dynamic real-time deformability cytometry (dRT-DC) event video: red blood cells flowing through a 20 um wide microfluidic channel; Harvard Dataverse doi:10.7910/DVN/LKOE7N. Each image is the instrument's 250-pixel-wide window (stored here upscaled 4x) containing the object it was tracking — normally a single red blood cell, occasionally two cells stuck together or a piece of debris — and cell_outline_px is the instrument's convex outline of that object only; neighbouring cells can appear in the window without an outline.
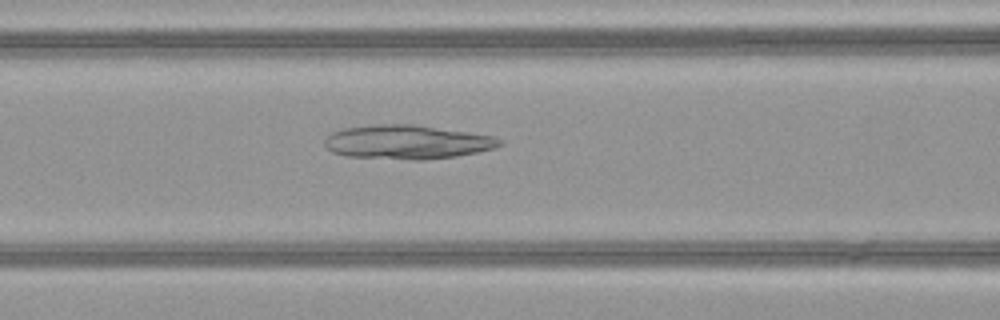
{"species": "common noctule bat (a hibernating species)", "species_latin": "Nyctalus noctula", "temperature_condition": "warm", "stored_images_in_passage": 46, "camera_frame_rate_fps": 3000, "um_per_image_px": 0.085, "animal": {"sex": "female", "body_mass_g": 21.9}, "frame": {"image": 1, "passage_image": 17, "time_ms": 5.333, "image_size_px": [1000, 320], "cell_outline_px": [[504, 144], [496, 148], [456, 156], [424, 160], [412, 160], [348, 156], [332, 152], [324, 144], [324, 140], [332, 132], [344, 128], [376, 124], [412, 124], [468, 132], [492, 136], [500, 140]], "centroid_in_image_um": [34.6, 12.08], "position_along_channel_um": 132.0, "area_um2": 34.56}}
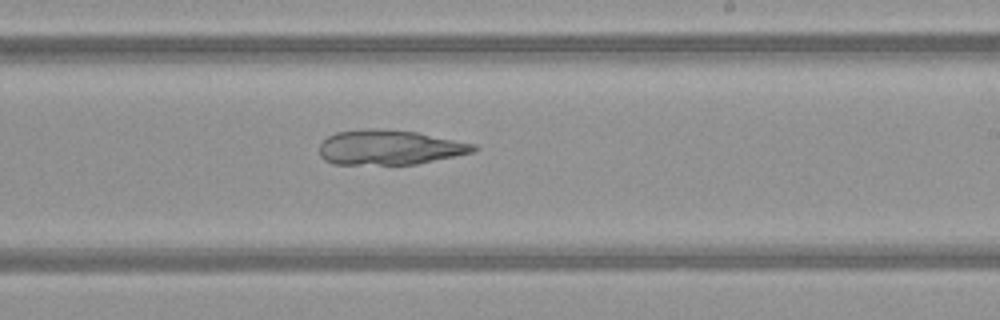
{"frame": {"image": 2, "passage_image": 26, "time_ms": 8.333, "image_size_px": [1000, 320], "cell_outline_px": [[480, 148], [476, 152], [416, 164], [332, 164], [324, 160], [320, 156], [320, 144], [328, 136], [336, 132], [364, 128], [368, 128], [416, 132], [476, 144]], "centroid_in_image_um": [33.13, 12.53], "position_along_channel_um": 255.9, "area_um2": 31.33}}
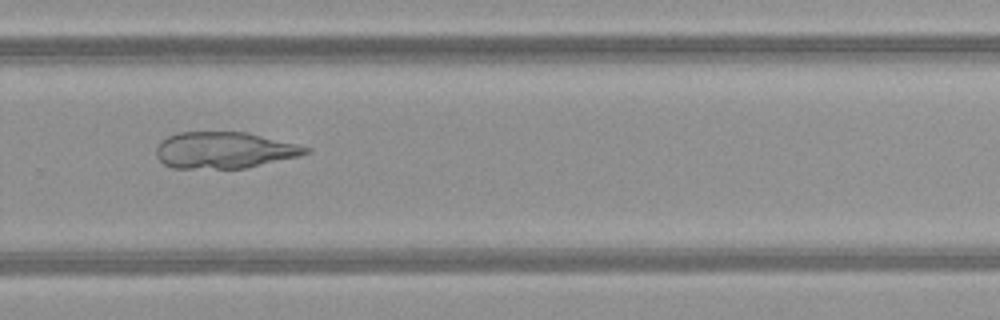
{"frame": {"image": 3, "passage_image": 30, "time_ms": 9.667, "image_size_px": [1000, 320], "cell_outline_px": [[312, 152], [300, 156], [244, 168], [172, 168], [164, 164], [156, 156], [156, 148], [160, 140], [168, 136], [180, 132], [248, 132], [312, 148]], "centroid_in_image_um": [19.07, 12.76], "position_along_channel_um": 310.7, "area_um2": 31.79}}